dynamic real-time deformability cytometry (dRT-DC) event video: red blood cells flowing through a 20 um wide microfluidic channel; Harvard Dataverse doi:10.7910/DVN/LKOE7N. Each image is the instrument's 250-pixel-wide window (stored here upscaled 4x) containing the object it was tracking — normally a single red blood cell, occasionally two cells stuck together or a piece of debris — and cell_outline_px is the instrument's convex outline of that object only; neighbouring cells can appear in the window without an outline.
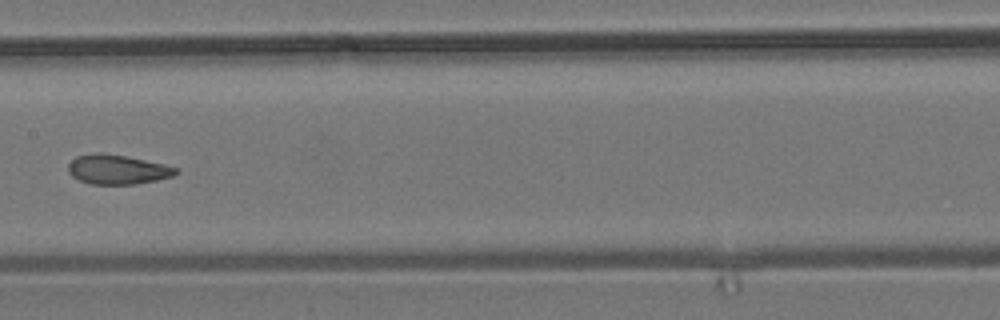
{"species": "common noctule bat (a hibernating species)", "species_latin": "Nyctalus noctula", "temperature_condition": "room temperature", "stored_images_in_passage": 9, "camera_frame_rate_fps": 3000, "um_per_image_px": 0.085, "animal": {"sex": "male", "body_mass_g": 19.2, "forearm_length_mm": 51.8}, "frame": {"image": 1, "passage_image": 6, "time_ms": 1.667, "image_size_px": [1000, 320], "cell_outline_px": [[180, 172], [172, 176], [156, 180], [136, 184], [92, 184], [80, 180], [72, 176], [68, 172], [68, 164], [76, 156], [96, 152], [100, 152], [124, 156], [164, 164], [180, 168]], "centroid_in_image_um": [9.99, 14.4], "position_along_channel_um": 197.4, "area_um2": 18.5}}
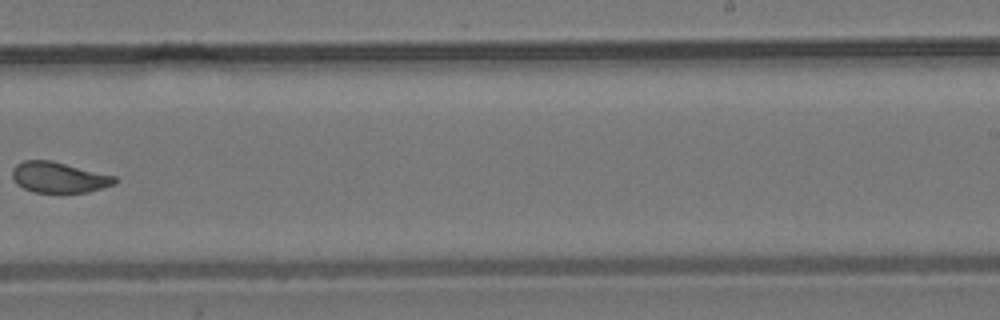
{"frame": {"image": 2, "passage_image": 8, "time_ms": 2.333, "image_size_px": [1000, 320], "cell_outline_px": [[116, 184], [88, 192], [32, 192], [16, 184], [12, 176], [12, 172], [16, 164], [24, 160], [52, 160], [116, 176]], "centroid_in_image_um": [5.01, 15.07], "position_along_channel_um": 284.0, "area_um2": 18.38}}
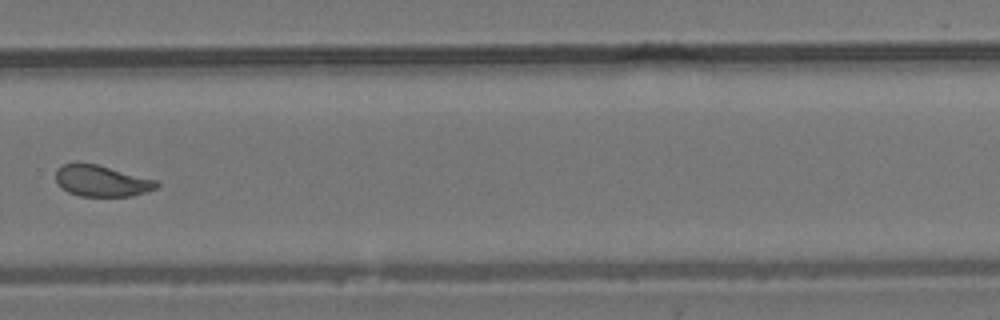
{"frame": {"image": 3, "passage_image": 9, "time_ms": 2.667, "image_size_px": [1000, 320], "cell_outline_px": [[160, 184], [156, 188], [132, 196], [80, 196], [68, 192], [56, 180], [56, 168], [60, 164], [76, 160], [80, 160], [96, 164], [156, 180]], "centroid_in_image_um": [8.57, 15.33], "position_along_channel_um": 321.2, "area_um2": 18.55}}